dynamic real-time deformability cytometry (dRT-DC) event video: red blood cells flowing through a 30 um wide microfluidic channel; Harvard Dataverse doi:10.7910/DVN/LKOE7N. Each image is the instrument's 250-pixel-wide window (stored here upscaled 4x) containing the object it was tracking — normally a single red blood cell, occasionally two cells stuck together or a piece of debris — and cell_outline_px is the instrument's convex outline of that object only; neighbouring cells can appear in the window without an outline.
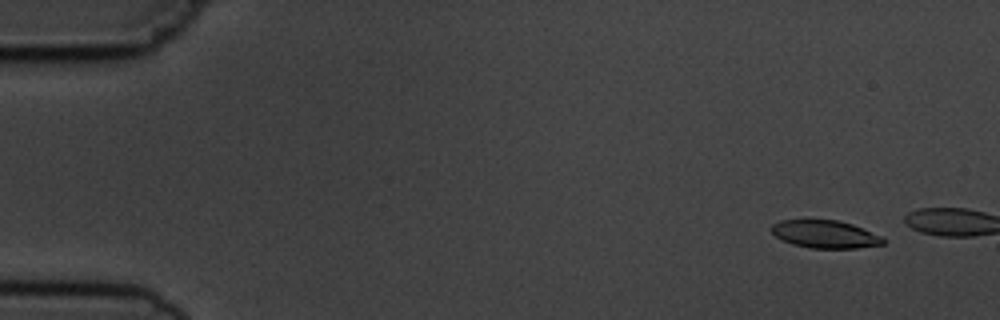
{"species": "common noctule bat (a hibernating species)", "species_latin": "Nyctalus noctula", "temperature_condition": "cold", "stored_images_in_passage": 4, "camera_frame_rate_fps": 3000, "um_per_image_px": 0.085, "animal": {"sex": "male", "body_mass_g": 19.5, "forearm_length_mm": 54.6}, "frame": {"image": 1, "passage_image": 2, "time_ms": 1.0, "image_size_px": [1000, 320], "cell_outline_px": [[884, 244], [856, 248], [808, 248], [792, 244], [776, 236], [768, 228], [772, 224], [780, 220], [836, 220], [852, 224], [884, 236]], "centroid_in_image_um": [70.13, 19.91], "position_along_channel_um": 14.9, "area_um2": 18.15}}